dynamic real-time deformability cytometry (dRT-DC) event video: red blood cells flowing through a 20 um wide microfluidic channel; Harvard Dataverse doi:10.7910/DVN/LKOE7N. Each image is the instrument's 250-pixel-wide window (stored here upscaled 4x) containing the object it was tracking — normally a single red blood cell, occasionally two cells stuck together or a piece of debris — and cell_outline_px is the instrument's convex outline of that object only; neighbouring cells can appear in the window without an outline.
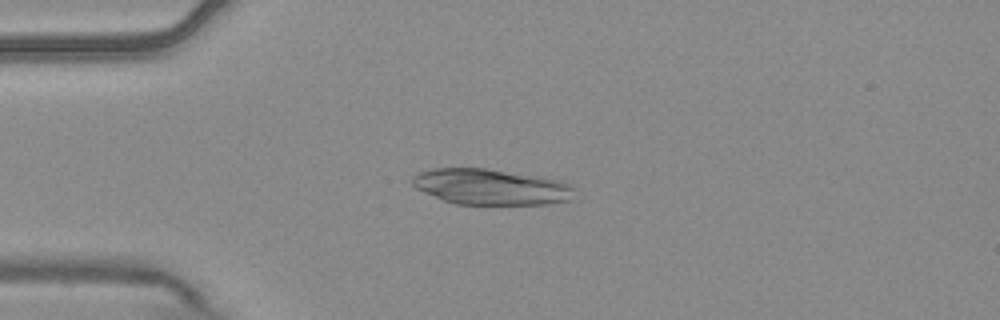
{"species": "common noctule bat (a hibernating species)", "species_latin": "Nyctalus noctula", "temperature_condition": "warm", "stored_images_in_passage": 6, "camera_frame_rate_fps": 3000, "um_per_image_px": 0.085, "animal": {"sex": "male", "body_mass_g": 20.4}, "frame": {"image": 1, "passage_image": 4, "time_ms": 1.0, "image_size_px": [1000, 320], "cell_outline_px": [[576, 188], [568, 200], [548, 204], [456, 204], [444, 200], [424, 192], [416, 188], [412, 184], [412, 176], [420, 172], [432, 168], [484, 168], [556, 180], [572, 184]], "centroid_in_image_um": [41.69, 15.89], "position_along_channel_um": 43.3, "area_um2": 33.35}}
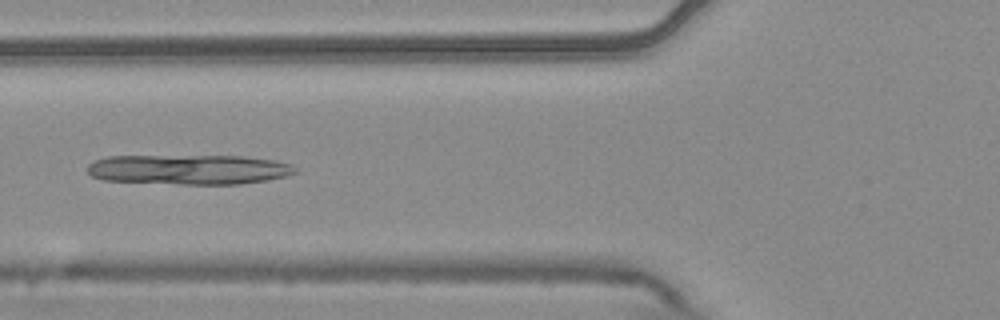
{"frame": {"image": 2, "passage_image": 6, "time_ms": 1.667, "image_size_px": [1000, 320], "cell_outline_px": [[300, 172], [284, 176], [264, 180], [240, 184], [180, 184], [104, 180], [92, 176], [88, 172], [88, 164], [96, 160], [108, 156], [244, 156], [272, 160], [292, 164]], "centroid_in_image_um": [16.07, 14.4], "position_along_channel_um": 109.7, "area_um2": 36.13}}